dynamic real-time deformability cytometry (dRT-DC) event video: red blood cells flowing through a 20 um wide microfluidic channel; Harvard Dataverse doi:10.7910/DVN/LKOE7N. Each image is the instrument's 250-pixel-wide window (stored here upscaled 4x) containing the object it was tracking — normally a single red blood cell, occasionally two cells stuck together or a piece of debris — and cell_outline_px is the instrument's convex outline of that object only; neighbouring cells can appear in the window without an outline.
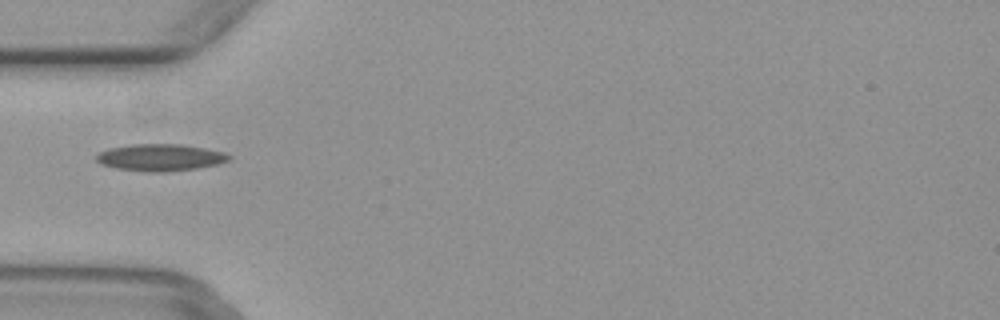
{"species": "common noctule bat (a hibernating species)", "species_latin": "Nyctalus noctula", "temperature_condition": "warm", "stored_images_in_passage": 4, "camera_frame_rate_fps": 3000, "um_per_image_px": 0.085, "animal": {"sex": "female", "body_mass_g": 29.2, "forearm_length_mm": 56.3}, "frame": {"image": 1, "passage_image": 3, "time_ms": 0.667, "image_size_px": [1000, 320], "cell_outline_px": [[232, 156], [228, 160], [220, 164], [196, 168], [164, 172], [144, 172], [116, 168], [100, 164], [96, 160], [96, 156], [100, 152], [108, 148], [132, 144], [180, 144], [204, 148], [224, 152]], "centroid_in_image_um": [13.61, 13.39], "position_along_channel_um": 71.4, "area_um2": 20.87}}